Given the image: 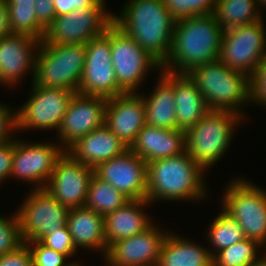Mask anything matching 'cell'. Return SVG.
I'll list each match as a JSON object with an SVG mask.
<instances>
[{
  "mask_svg": "<svg viewBox=\"0 0 266 266\" xmlns=\"http://www.w3.org/2000/svg\"><path fill=\"white\" fill-rule=\"evenodd\" d=\"M223 33L214 14L176 21L171 49L161 69L187 74L198 66L219 60Z\"/></svg>",
  "mask_w": 266,
  "mask_h": 266,
  "instance_id": "obj_1",
  "label": "cell"
},
{
  "mask_svg": "<svg viewBox=\"0 0 266 266\" xmlns=\"http://www.w3.org/2000/svg\"><path fill=\"white\" fill-rule=\"evenodd\" d=\"M175 20L163 0H129L115 24L132 37L161 66L171 49Z\"/></svg>",
  "mask_w": 266,
  "mask_h": 266,
  "instance_id": "obj_2",
  "label": "cell"
},
{
  "mask_svg": "<svg viewBox=\"0 0 266 266\" xmlns=\"http://www.w3.org/2000/svg\"><path fill=\"white\" fill-rule=\"evenodd\" d=\"M204 170L185 151L147 163L146 200H193L206 195Z\"/></svg>",
  "mask_w": 266,
  "mask_h": 266,
  "instance_id": "obj_3",
  "label": "cell"
},
{
  "mask_svg": "<svg viewBox=\"0 0 266 266\" xmlns=\"http://www.w3.org/2000/svg\"><path fill=\"white\" fill-rule=\"evenodd\" d=\"M187 74L210 110L231 111L241 115L239 107L247 101L251 103L250 77L229 69L220 60L198 66Z\"/></svg>",
  "mask_w": 266,
  "mask_h": 266,
  "instance_id": "obj_4",
  "label": "cell"
},
{
  "mask_svg": "<svg viewBox=\"0 0 266 266\" xmlns=\"http://www.w3.org/2000/svg\"><path fill=\"white\" fill-rule=\"evenodd\" d=\"M241 116L231 111L210 110L185 131L186 152L204 171L228 150L234 126L244 118Z\"/></svg>",
  "mask_w": 266,
  "mask_h": 266,
  "instance_id": "obj_5",
  "label": "cell"
},
{
  "mask_svg": "<svg viewBox=\"0 0 266 266\" xmlns=\"http://www.w3.org/2000/svg\"><path fill=\"white\" fill-rule=\"evenodd\" d=\"M33 83L78 93L86 57L85 44H39Z\"/></svg>",
  "mask_w": 266,
  "mask_h": 266,
  "instance_id": "obj_6",
  "label": "cell"
},
{
  "mask_svg": "<svg viewBox=\"0 0 266 266\" xmlns=\"http://www.w3.org/2000/svg\"><path fill=\"white\" fill-rule=\"evenodd\" d=\"M224 192L223 211L235 219L248 239L266 244V192L247 182L236 179Z\"/></svg>",
  "mask_w": 266,
  "mask_h": 266,
  "instance_id": "obj_7",
  "label": "cell"
},
{
  "mask_svg": "<svg viewBox=\"0 0 266 266\" xmlns=\"http://www.w3.org/2000/svg\"><path fill=\"white\" fill-rule=\"evenodd\" d=\"M265 32L262 19L224 31L219 60L251 78L266 57Z\"/></svg>",
  "mask_w": 266,
  "mask_h": 266,
  "instance_id": "obj_8",
  "label": "cell"
},
{
  "mask_svg": "<svg viewBox=\"0 0 266 266\" xmlns=\"http://www.w3.org/2000/svg\"><path fill=\"white\" fill-rule=\"evenodd\" d=\"M27 198V199H26ZM17 210L23 242H38L67 223L69 208L45 189H33Z\"/></svg>",
  "mask_w": 266,
  "mask_h": 266,
  "instance_id": "obj_9",
  "label": "cell"
},
{
  "mask_svg": "<svg viewBox=\"0 0 266 266\" xmlns=\"http://www.w3.org/2000/svg\"><path fill=\"white\" fill-rule=\"evenodd\" d=\"M30 98L15 113L16 130L57 129L76 92L63 88L39 87L32 82Z\"/></svg>",
  "mask_w": 266,
  "mask_h": 266,
  "instance_id": "obj_10",
  "label": "cell"
},
{
  "mask_svg": "<svg viewBox=\"0 0 266 266\" xmlns=\"http://www.w3.org/2000/svg\"><path fill=\"white\" fill-rule=\"evenodd\" d=\"M104 9L106 8H83L56 16L46 28L42 42L62 45L86 44L104 35L113 24V13Z\"/></svg>",
  "mask_w": 266,
  "mask_h": 266,
  "instance_id": "obj_11",
  "label": "cell"
},
{
  "mask_svg": "<svg viewBox=\"0 0 266 266\" xmlns=\"http://www.w3.org/2000/svg\"><path fill=\"white\" fill-rule=\"evenodd\" d=\"M110 45L115 77L125 93L135 92L150 68L161 69L154 58L115 24L110 26Z\"/></svg>",
  "mask_w": 266,
  "mask_h": 266,
  "instance_id": "obj_12",
  "label": "cell"
},
{
  "mask_svg": "<svg viewBox=\"0 0 266 266\" xmlns=\"http://www.w3.org/2000/svg\"><path fill=\"white\" fill-rule=\"evenodd\" d=\"M85 45V64L78 93L105 99L124 94L118 86L112 64L110 27L104 35L90 40Z\"/></svg>",
  "mask_w": 266,
  "mask_h": 266,
  "instance_id": "obj_13",
  "label": "cell"
},
{
  "mask_svg": "<svg viewBox=\"0 0 266 266\" xmlns=\"http://www.w3.org/2000/svg\"><path fill=\"white\" fill-rule=\"evenodd\" d=\"M94 168L75 160L67 151L58 159L45 186L67 208L83 207Z\"/></svg>",
  "mask_w": 266,
  "mask_h": 266,
  "instance_id": "obj_14",
  "label": "cell"
},
{
  "mask_svg": "<svg viewBox=\"0 0 266 266\" xmlns=\"http://www.w3.org/2000/svg\"><path fill=\"white\" fill-rule=\"evenodd\" d=\"M62 146L46 143H24L15 140L11 176L29 183H37L35 189H45L56 162L64 154Z\"/></svg>",
  "mask_w": 266,
  "mask_h": 266,
  "instance_id": "obj_15",
  "label": "cell"
},
{
  "mask_svg": "<svg viewBox=\"0 0 266 266\" xmlns=\"http://www.w3.org/2000/svg\"><path fill=\"white\" fill-rule=\"evenodd\" d=\"M94 174L129 200L146 199L147 162L130 149L121 156L99 164Z\"/></svg>",
  "mask_w": 266,
  "mask_h": 266,
  "instance_id": "obj_16",
  "label": "cell"
},
{
  "mask_svg": "<svg viewBox=\"0 0 266 266\" xmlns=\"http://www.w3.org/2000/svg\"><path fill=\"white\" fill-rule=\"evenodd\" d=\"M107 99L76 93L59 130V143L67 151L80 138L104 125ZM62 142V143H61Z\"/></svg>",
  "mask_w": 266,
  "mask_h": 266,
  "instance_id": "obj_17",
  "label": "cell"
},
{
  "mask_svg": "<svg viewBox=\"0 0 266 266\" xmlns=\"http://www.w3.org/2000/svg\"><path fill=\"white\" fill-rule=\"evenodd\" d=\"M168 235L152 224L142 233L112 243L105 254L113 266H157L162 244Z\"/></svg>",
  "mask_w": 266,
  "mask_h": 266,
  "instance_id": "obj_18",
  "label": "cell"
},
{
  "mask_svg": "<svg viewBox=\"0 0 266 266\" xmlns=\"http://www.w3.org/2000/svg\"><path fill=\"white\" fill-rule=\"evenodd\" d=\"M104 124L130 148L146 125V110L141 95L132 92L107 99Z\"/></svg>",
  "mask_w": 266,
  "mask_h": 266,
  "instance_id": "obj_19",
  "label": "cell"
},
{
  "mask_svg": "<svg viewBox=\"0 0 266 266\" xmlns=\"http://www.w3.org/2000/svg\"><path fill=\"white\" fill-rule=\"evenodd\" d=\"M40 42L25 34H9L0 39V84L13 86L28 70H32L33 82L37 55L34 51Z\"/></svg>",
  "mask_w": 266,
  "mask_h": 266,
  "instance_id": "obj_20",
  "label": "cell"
},
{
  "mask_svg": "<svg viewBox=\"0 0 266 266\" xmlns=\"http://www.w3.org/2000/svg\"><path fill=\"white\" fill-rule=\"evenodd\" d=\"M129 149L147 163L181 155L186 151L185 130H167L146 124Z\"/></svg>",
  "mask_w": 266,
  "mask_h": 266,
  "instance_id": "obj_21",
  "label": "cell"
},
{
  "mask_svg": "<svg viewBox=\"0 0 266 266\" xmlns=\"http://www.w3.org/2000/svg\"><path fill=\"white\" fill-rule=\"evenodd\" d=\"M129 148L104 124L74 143L67 152L86 166L99 164L121 156Z\"/></svg>",
  "mask_w": 266,
  "mask_h": 266,
  "instance_id": "obj_22",
  "label": "cell"
},
{
  "mask_svg": "<svg viewBox=\"0 0 266 266\" xmlns=\"http://www.w3.org/2000/svg\"><path fill=\"white\" fill-rule=\"evenodd\" d=\"M148 204L150 205V202L146 199L129 200L120 208L104 216L107 248L121 239L142 233L153 224L142 208Z\"/></svg>",
  "mask_w": 266,
  "mask_h": 266,
  "instance_id": "obj_23",
  "label": "cell"
},
{
  "mask_svg": "<svg viewBox=\"0 0 266 266\" xmlns=\"http://www.w3.org/2000/svg\"><path fill=\"white\" fill-rule=\"evenodd\" d=\"M160 71L161 77L152 95L141 96L146 110V124L167 130L179 129L176 122L174 72Z\"/></svg>",
  "mask_w": 266,
  "mask_h": 266,
  "instance_id": "obj_24",
  "label": "cell"
},
{
  "mask_svg": "<svg viewBox=\"0 0 266 266\" xmlns=\"http://www.w3.org/2000/svg\"><path fill=\"white\" fill-rule=\"evenodd\" d=\"M75 247L107 252L104 216L83 207L70 208L66 223Z\"/></svg>",
  "mask_w": 266,
  "mask_h": 266,
  "instance_id": "obj_25",
  "label": "cell"
},
{
  "mask_svg": "<svg viewBox=\"0 0 266 266\" xmlns=\"http://www.w3.org/2000/svg\"><path fill=\"white\" fill-rule=\"evenodd\" d=\"M176 122L181 130L194 126L210 109L188 74L174 72Z\"/></svg>",
  "mask_w": 266,
  "mask_h": 266,
  "instance_id": "obj_26",
  "label": "cell"
},
{
  "mask_svg": "<svg viewBox=\"0 0 266 266\" xmlns=\"http://www.w3.org/2000/svg\"><path fill=\"white\" fill-rule=\"evenodd\" d=\"M157 266H212V256L209 249L168 233Z\"/></svg>",
  "mask_w": 266,
  "mask_h": 266,
  "instance_id": "obj_27",
  "label": "cell"
},
{
  "mask_svg": "<svg viewBox=\"0 0 266 266\" xmlns=\"http://www.w3.org/2000/svg\"><path fill=\"white\" fill-rule=\"evenodd\" d=\"M255 0H216L214 15L224 31L262 19Z\"/></svg>",
  "mask_w": 266,
  "mask_h": 266,
  "instance_id": "obj_28",
  "label": "cell"
},
{
  "mask_svg": "<svg viewBox=\"0 0 266 266\" xmlns=\"http://www.w3.org/2000/svg\"><path fill=\"white\" fill-rule=\"evenodd\" d=\"M11 34H25L40 41L46 29L37 21L35 0H6Z\"/></svg>",
  "mask_w": 266,
  "mask_h": 266,
  "instance_id": "obj_29",
  "label": "cell"
},
{
  "mask_svg": "<svg viewBox=\"0 0 266 266\" xmlns=\"http://www.w3.org/2000/svg\"><path fill=\"white\" fill-rule=\"evenodd\" d=\"M261 246L263 245L256 240L245 238L215 253L212 256V266H264L266 253L264 252V256L260 255L261 257L256 255Z\"/></svg>",
  "mask_w": 266,
  "mask_h": 266,
  "instance_id": "obj_30",
  "label": "cell"
},
{
  "mask_svg": "<svg viewBox=\"0 0 266 266\" xmlns=\"http://www.w3.org/2000/svg\"><path fill=\"white\" fill-rule=\"evenodd\" d=\"M127 201L129 199L125 195L94 174L89 182L84 207L105 216L123 206Z\"/></svg>",
  "mask_w": 266,
  "mask_h": 266,
  "instance_id": "obj_31",
  "label": "cell"
},
{
  "mask_svg": "<svg viewBox=\"0 0 266 266\" xmlns=\"http://www.w3.org/2000/svg\"><path fill=\"white\" fill-rule=\"evenodd\" d=\"M208 237L214 247V250L211 248V256L246 238L238 222L225 211L213 220L209 227Z\"/></svg>",
  "mask_w": 266,
  "mask_h": 266,
  "instance_id": "obj_32",
  "label": "cell"
},
{
  "mask_svg": "<svg viewBox=\"0 0 266 266\" xmlns=\"http://www.w3.org/2000/svg\"><path fill=\"white\" fill-rule=\"evenodd\" d=\"M164 5L175 21L213 14L216 0H163Z\"/></svg>",
  "mask_w": 266,
  "mask_h": 266,
  "instance_id": "obj_33",
  "label": "cell"
},
{
  "mask_svg": "<svg viewBox=\"0 0 266 266\" xmlns=\"http://www.w3.org/2000/svg\"><path fill=\"white\" fill-rule=\"evenodd\" d=\"M8 219L0 216V255L13 252L24 243L17 215Z\"/></svg>",
  "mask_w": 266,
  "mask_h": 266,
  "instance_id": "obj_34",
  "label": "cell"
},
{
  "mask_svg": "<svg viewBox=\"0 0 266 266\" xmlns=\"http://www.w3.org/2000/svg\"><path fill=\"white\" fill-rule=\"evenodd\" d=\"M32 255L33 266H71L72 263L65 262L67 255L57 252L51 248L44 246L40 241L25 242Z\"/></svg>",
  "mask_w": 266,
  "mask_h": 266,
  "instance_id": "obj_35",
  "label": "cell"
},
{
  "mask_svg": "<svg viewBox=\"0 0 266 266\" xmlns=\"http://www.w3.org/2000/svg\"><path fill=\"white\" fill-rule=\"evenodd\" d=\"M40 242L44 246L51 248L57 252L63 253L68 257L75 254V251L77 249L73 243V239L71 234L69 233L67 225L52 233L47 234L40 240Z\"/></svg>",
  "mask_w": 266,
  "mask_h": 266,
  "instance_id": "obj_36",
  "label": "cell"
},
{
  "mask_svg": "<svg viewBox=\"0 0 266 266\" xmlns=\"http://www.w3.org/2000/svg\"><path fill=\"white\" fill-rule=\"evenodd\" d=\"M251 102L266 106V57L250 78Z\"/></svg>",
  "mask_w": 266,
  "mask_h": 266,
  "instance_id": "obj_37",
  "label": "cell"
},
{
  "mask_svg": "<svg viewBox=\"0 0 266 266\" xmlns=\"http://www.w3.org/2000/svg\"><path fill=\"white\" fill-rule=\"evenodd\" d=\"M0 266H33L28 245L23 243L15 251L0 255Z\"/></svg>",
  "mask_w": 266,
  "mask_h": 266,
  "instance_id": "obj_38",
  "label": "cell"
},
{
  "mask_svg": "<svg viewBox=\"0 0 266 266\" xmlns=\"http://www.w3.org/2000/svg\"><path fill=\"white\" fill-rule=\"evenodd\" d=\"M56 16L69 14L73 10L90 7H104L105 0H53Z\"/></svg>",
  "mask_w": 266,
  "mask_h": 266,
  "instance_id": "obj_39",
  "label": "cell"
},
{
  "mask_svg": "<svg viewBox=\"0 0 266 266\" xmlns=\"http://www.w3.org/2000/svg\"><path fill=\"white\" fill-rule=\"evenodd\" d=\"M15 140L10 139L0 143V184L3 180L11 177Z\"/></svg>",
  "mask_w": 266,
  "mask_h": 266,
  "instance_id": "obj_40",
  "label": "cell"
},
{
  "mask_svg": "<svg viewBox=\"0 0 266 266\" xmlns=\"http://www.w3.org/2000/svg\"><path fill=\"white\" fill-rule=\"evenodd\" d=\"M37 21L46 29L56 17L53 0H35Z\"/></svg>",
  "mask_w": 266,
  "mask_h": 266,
  "instance_id": "obj_41",
  "label": "cell"
},
{
  "mask_svg": "<svg viewBox=\"0 0 266 266\" xmlns=\"http://www.w3.org/2000/svg\"><path fill=\"white\" fill-rule=\"evenodd\" d=\"M8 106L0 104V143H4L11 139V130L15 128V113ZM12 112H11V111Z\"/></svg>",
  "mask_w": 266,
  "mask_h": 266,
  "instance_id": "obj_42",
  "label": "cell"
},
{
  "mask_svg": "<svg viewBox=\"0 0 266 266\" xmlns=\"http://www.w3.org/2000/svg\"><path fill=\"white\" fill-rule=\"evenodd\" d=\"M11 34L6 0L0 3V39Z\"/></svg>",
  "mask_w": 266,
  "mask_h": 266,
  "instance_id": "obj_43",
  "label": "cell"
},
{
  "mask_svg": "<svg viewBox=\"0 0 266 266\" xmlns=\"http://www.w3.org/2000/svg\"><path fill=\"white\" fill-rule=\"evenodd\" d=\"M255 1H256V5H257L258 10H259V7H260L258 4H260V5L263 4V6L266 5V0H255Z\"/></svg>",
  "mask_w": 266,
  "mask_h": 266,
  "instance_id": "obj_44",
  "label": "cell"
},
{
  "mask_svg": "<svg viewBox=\"0 0 266 266\" xmlns=\"http://www.w3.org/2000/svg\"><path fill=\"white\" fill-rule=\"evenodd\" d=\"M78 262L73 263L71 266H81Z\"/></svg>",
  "mask_w": 266,
  "mask_h": 266,
  "instance_id": "obj_45",
  "label": "cell"
}]
</instances>
